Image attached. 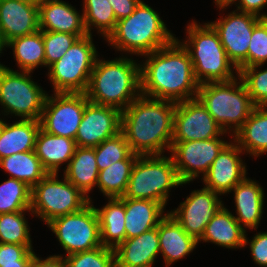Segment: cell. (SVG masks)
Masks as SVG:
<instances>
[{"instance_id": "6da1fadb", "label": "cell", "mask_w": 267, "mask_h": 267, "mask_svg": "<svg viewBox=\"0 0 267 267\" xmlns=\"http://www.w3.org/2000/svg\"><path fill=\"white\" fill-rule=\"evenodd\" d=\"M144 56L147 60L140 64L141 95L175 103L197 97L199 83L191 57L178 38Z\"/></svg>"}, {"instance_id": "7a4b0ae2", "label": "cell", "mask_w": 267, "mask_h": 267, "mask_svg": "<svg viewBox=\"0 0 267 267\" xmlns=\"http://www.w3.org/2000/svg\"><path fill=\"white\" fill-rule=\"evenodd\" d=\"M176 103L140 95L122 111L121 133L133 153L161 155L170 152Z\"/></svg>"}, {"instance_id": "3957f363", "label": "cell", "mask_w": 267, "mask_h": 267, "mask_svg": "<svg viewBox=\"0 0 267 267\" xmlns=\"http://www.w3.org/2000/svg\"><path fill=\"white\" fill-rule=\"evenodd\" d=\"M89 102L123 111L141 95L140 64L132 58L95 61L86 91Z\"/></svg>"}, {"instance_id": "277c9868", "label": "cell", "mask_w": 267, "mask_h": 267, "mask_svg": "<svg viewBox=\"0 0 267 267\" xmlns=\"http://www.w3.org/2000/svg\"><path fill=\"white\" fill-rule=\"evenodd\" d=\"M159 15L141 1L132 14L117 21L114 31L105 40L126 55L129 52L141 56L152 53L176 38Z\"/></svg>"}, {"instance_id": "5b68a950", "label": "cell", "mask_w": 267, "mask_h": 267, "mask_svg": "<svg viewBox=\"0 0 267 267\" xmlns=\"http://www.w3.org/2000/svg\"><path fill=\"white\" fill-rule=\"evenodd\" d=\"M186 28L188 39L181 43L190 54L194 76L199 85L226 82L239 75L238 69L228 59L217 31L209 22L199 25L193 20Z\"/></svg>"}, {"instance_id": "8992f818", "label": "cell", "mask_w": 267, "mask_h": 267, "mask_svg": "<svg viewBox=\"0 0 267 267\" xmlns=\"http://www.w3.org/2000/svg\"><path fill=\"white\" fill-rule=\"evenodd\" d=\"M197 98L224 132L232 133V136L256 107L239 75L230 81L199 85Z\"/></svg>"}, {"instance_id": "52a82bcc", "label": "cell", "mask_w": 267, "mask_h": 267, "mask_svg": "<svg viewBox=\"0 0 267 267\" xmlns=\"http://www.w3.org/2000/svg\"><path fill=\"white\" fill-rule=\"evenodd\" d=\"M182 185L171 156L139 155L122 198L151 200L166 206L169 190Z\"/></svg>"}, {"instance_id": "ba28073f", "label": "cell", "mask_w": 267, "mask_h": 267, "mask_svg": "<svg viewBox=\"0 0 267 267\" xmlns=\"http://www.w3.org/2000/svg\"><path fill=\"white\" fill-rule=\"evenodd\" d=\"M92 35L78 38L66 53L48 67L54 93H86L97 59Z\"/></svg>"}, {"instance_id": "9c48e42d", "label": "cell", "mask_w": 267, "mask_h": 267, "mask_svg": "<svg viewBox=\"0 0 267 267\" xmlns=\"http://www.w3.org/2000/svg\"><path fill=\"white\" fill-rule=\"evenodd\" d=\"M48 173L31 188L30 214L48 224L53 219L82 210L90 200L64 176Z\"/></svg>"}, {"instance_id": "30bf717a", "label": "cell", "mask_w": 267, "mask_h": 267, "mask_svg": "<svg viewBox=\"0 0 267 267\" xmlns=\"http://www.w3.org/2000/svg\"><path fill=\"white\" fill-rule=\"evenodd\" d=\"M30 74L0 63V105L4 116L14 114L21 119L40 121L48 94L31 80Z\"/></svg>"}, {"instance_id": "8fae6325", "label": "cell", "mask_w": 267, "mask_h": 267, "mask_svg": "<svg viewBox=\"0 0 267 267\" xmlns=\"http://www.w3.org/2000/svg\"><path fill=\"white\" fill-rule=\"evenodd\" d=\"M92 203L78 212L57 217L47 224L67 255L103 246L99 219Z\"/></svg>"}, {"instance_id": "7c38bea8", "label": "cell", "mask_w": 267, "mask_h": 267, "mask_svg": "<svg viewBox=\"0 0 267 267\" xmlns=\"http://www.w3.org/2000/svg\"><path fill=\"white\" fill-rule=\"evenodd\" d=\"M53 95V96H52ZM47 95L41 128L50 134L75 140L85 106L89 102L85 93H54Z\"/></svg>"}, {"instance_id": "4fadbf2b", "label": "cell", "mask_w": 267, "mask_h": 267, "mask_svg": "<svg viewBox=\"0 0 267 267\" xmlns=\"http://www.w3.org/2000/svg\"><path fill=\"white\" fill-rule=\"evenodd\" d=\"M216 137L207 140L172 142L170 149L174 166L183 184L204 176L221 150L229 143Z\"/></svg>"}, {"instance_id": "5bb4252c", "label": "cell", "mask_w": 267, "mask_h": 267, "mask_svg": "<svg viewBox=\"0 0 267 267\" xmlns=\"http://www.w3.org/2000/svg\"><path fill=\"white\" fill-rule=\"evenodd\" d=\"M262 18L234 10L217 21L210 22L217 31L228 59L238 69L247 68L248 48L254 26Z\"/></svg>"}, {"instance_id": "9a60e30c", "label": "cell", "mask_w": 267, "mask_h": 267, "mask_svg": "<svg viewBox=\"0 0 267 267\" xmlns=\"http://www.w3.org/2000/svg\"><path fill=\"white\" fill-rule=\"evenodd\" d=\"M227 134L196 97L176 103L172 142L207 140Z\"/></svg>"}, {"instance_id": "2e32d148", "label": "cell", "mask_w": 267, "mask_h": 267, "mask_svg": "<svg viewBox=\"0 0 267 267\" xmlns=\"http://www.w3.org/2000/svg\"><path fill=\"white\" fill-rule=\"evenodd\" d=\"M218 196V193L204 186L201 190H193L179 207L167 212L188 235L198 241L211 218L224 205Z\"/></svg>"}, {"instance_id": "e0dca14e", "label": "cell", "mask_w": 267, "mask_h": 267, "mask_svg": "<svg viewBox=\"0 0 267 267\" xmlns=\"http://www.w3.org/2000/svg\"><path fill=\"white\" fill-rule=\"evenodd\" d=\"M122 111L88 102L75 137L79 147H95L121 132Z\"/></svg>"}, {"instance_id": "ac0fdd59", "label": "cell", "mask_w": 267, "mask_h": 267, "mask_svg": "<svg viewBox=\"0 0 267 267\" xmlns=\"http://www.w3.org/2000/svg\"><path fill=\"white\" fill-rule=\"evenodd\" d=\"M232 140L221 150L202 177L204 186L219 195L229 193L247 174L246 165L239 156L244 151Z\"/></svg>"}, {"instance_id": "d6986e66", "label": "cell", "mask_w": 267, "mask_h": 267, "mask_svg": "<svg viewBox=\"0 0 267 267\" xmlns=\"http://www.w3.org/2000/svg\"><path fill=\"white\" fill-rule=\"evenodd\" d=\"M39 30L38 5L20 0H0V38L10 41Z\"/></svg>"}, {"instance_id": "ffe728a7", "label": "cell", "mask_w": 267, "mask_h": 267, "mask_svg": "<svg viewBox=\"0 0 267 267\" xmlns=\"http://www.w3.org/2000/svg\"><path fill=\"white\" fill-rule=\"evenodd\" d=\"M39 30L87 35L84 16L62 0H43L38 6Z\"/></svg>"}, {"instance_id": "44dd1931", "label": "cell", "mask_w": 267, "mask_h": 267, "mask_svg": "<svg viewBox=\"0 0 267 267\" xmlns=\"http://www.w3.org/2000/svg\"><path fill=\"white\" fill-rule=\"evenodd\" d=\"M234 192L236 207L235 219L241 227L246 229H257L263 214L264 190L255 180L245 177L230 191Z\"/></svg>"}, {"instance_id": "7402d4cb", "label": "cell", "mask_w": 267, "mask_h": 267, "mask_svg": "<svg viewBox=\"0 0 267 267\" xmlns=\"http://www.w3.org/2000/svg\"><path fill=\"white\" fill-rule=\"evenodd\" d=\"M115 260L130 267H153L160 253L158 226L137 237L125 239L115 249Z\"/></svg>"}, {"instance_id": "603a6c76", "label": "cell", "mask_w": 267, "mask_h": 267, "mask_svg": "<svg viewBox=\"0 0 267 267\" xmlns=\"http://www.w3.org/2000/svg\"><path fill=\"white\" fill-rule=\"evenodd\" d=\"M160 253L166 267L186 257L198 245V241L188 235L169 213L158 225Z\"/></svg>"}, {"instance_id": "cb8c5ba5", "label": "cell", "mask_w": 267, "mask_h": 267, "mask_svg": "<svg viewBox=\"0 0 267 267\" xmlns=\"http://www.w3.org/2000/svg\"><path fill=\"white\" fill-rule=\"evenodd\" d=\"M164 209L165 206L156 201L125 198L126 239L137 237L157 227L167 215Z\"/></svg>"}, {"instance_id": "d4e9b609", "label": "cell", "mask_w": 267, "mask_h": 267, "mask_svg": "<svg viewBox=\"0 0 267 267\" xmlns=\"http://www.w3.org/2000/svg\"><path fill=\"white\" fill-rule=\"evenodd\" d=\"M246 231L224 205L211 218L198 240L215 243L228 249L244 248Z\"/></svg>"}, {"instance_id": "484cf974", "label": "cell", "mask_w": 267, "mask_h": 267, "mask_svg": "<svg viewBox=\"0 0 267 267\" xmlns=\"http://www.w3.org/2000/svg\"><path fill=\"white\" fill-rule=\"evenodd\" d=\"M76 148V141L71 138L47 133L42 128L38 131L35 153L48 173H59L65 163L67 167Z\"/></svg>"}, {"instance_id": "4316f807", "label": "cell", "mask_w": 267, "mask_h": 267, "mask_svg": "<svg viewBox=\"0 0 267 267\" xmlns=\"http://www.w3.org/2000/svg\"><path fill=\"white\" fill-rule=\"evenodd\" d=\"M40 128L38 120L20 119L13 124L5 122L0 132V159L35 150Z\"/></svg>"}, {"instance_id": "83f0119b", "label": "cell", "mask_w": 267, "mask_h": 267, "mask_svg": "<svg viewBox=\"0 0 267 267\" xmlns=\"http://www.w3.org/2000/svg\"><path fill=\"white\" fill-rule=\"evenodd\" d=\"M233 140L252 157L267 153V106H256Z\"/></svg>"}, {"instance_id": "f1b7e54d", "label": "cell", "mask_w": 267, "mask_h": 267, "mask_svg": "<svg viewBox=\"0 0 267 267\" xmlns=\"http://www.w3.org/2000/svg\"><path fill=\"white\" fill-rule=\"evenodd\" d=\"M63 174L92 202L88 194L97 185L99 174L94 147L77 146Z\"/></svg>"}, {"instance_id": "f546056e", "label": "cell", "mask_w": 267, "mask_h": 267, "mask_svg": "<svg viewBox=\"0 0 267 267\" xmlns=\"http://www.w3.org/2000/svg\"><path fill=\"white\" fill-rule=\"evenodd\" d=\"M104 247L115 249L126 239L125 198H109L102 208H96Z\"/></svg>"}, {"instance_id": "4dcf8cb0", "label": "cell", "mask_w": 267, "mask_h": 267, "mask_svg": "<svg viewBox=\"0 0 267 267\" xmlns=\"http://www.w3.org/2000/svg\"><path fill=\"white\" fill-rule=\"evenodd\" d=\"M4 47L12 48L18 68L23 72H33L38 66L45 67L43 31L10 40Z\"/></svg>"}, {"instance_id": "1f68e13d", "label": "cell", "mask_w": 267, "mask_h": 267, "mask_svg": "<svg viewBox=\"0 0 267 267\" xmlns=\"http://www.w3.org/2000/svg\"><path fill=\"white\" fill-rule=\"evenodd\" d=\"M0 167L9 176L11 175L10 178L23 181L31 188L48 174L35 150L2 158L0 159Z\"/></svg>"}, {"instance_id": "d6a6232c", "label": "cell", "mask_w": 267, "mask_h": 267, "mask_svg": "<svg viewBox=\"0 0 267 267\" xmlns=\"http://www.w3.org/2000/svg\"><path fill=\"white\" fill-rule=\"evenodd\" d=\"M135 161L136 159H124L99 171L96 187L107 199L124 196Z\"/></svg>"}, {"instance_id": "836d02e7", "label": "cell", "mask_w": 267, "mask_h": 267, "mask_svg": "<svg viewBox=\"0 0 267 267\" xmlns=\"http://www.w3.org/2000/svg\"><path fill=\"white\" fill-rule=\"evenodd\" d=\"M82 12L88 34L92 35V26L104 39L114 31L117 19L108 0H84Z\"/></svg>"}, {"instance_id": "e575fe53", "label": "cell", "mask_w": 267, "mask_h": 267, "mask_svg": "<svg viewBox=\"0 0 267 267\" xmlns=\"http://www.w3.org/2000/svg\"><path fill=\"white\" fill-rule=\"evenodd\" d=\"M31 187L9 178L0 185V214L30 210Z\"/></svg>"}, {"instance_id": "d590c367", "label": "cell", "mask_w": 267, "mask_h": 267, "mask_svg": "<svg viewBox=\"0 0 267 267\" xmlns=\"http://www.w3.org/2000/svg\"><path fill=\"white\" fill-rule=\"evenodd\" d=\"M26 212L31 210L0 214V243L32 246Z\"/></svg>"}, {"instance_id": "8d00e7d4", "label": "cell", "mask_w": 267, "mask_h": 267, "mask_svg": "<svg viewBox=\"0 0 267 267\" xmlns=\"http://www.w3.org/2000/svg\"><path fill=\"white\" fill-rule=\"evenodd\" d=\"M98 170L101 171L111 164L124 159H137L132 152L125 136L120 132L116 136L103 141L94 147Z\"/></svg>"}, {"instance_id": "74e56055", "label": "cell", "mask_w": 267, "mask_h": 267, "mask_svg": "<svg viewBox=\"0 0 267 267\" xmlns=\"http://www.w3.org/2000/svg\"><path fill=\"white\" fill-rule=\"evenodd\" d=\"M67 267H113L114 249L99 246L92 250L82 251L64 257Z\"/></svg>"}, {"instance_id": "f35d334b", "label": "cell", "mask_w": 267, "mask_h": 267, "mask_svg": "<svg viewBox=\"0 0 267 267\" xmlns=\"http://www.w3.org/2000/svg\"><path fill=\"white\" fill-rule=\"evenodd\" d=\"M261 66H250L239 70V76L255 106H267V68L259 71Z\"/></svg>"}, {"instance_id": "ab89813d", "label": "cell", "mask_w": 267, "mask_h": 267, "mask_svg": "<svg viewBox=\"0 0 267 267\" xmlns=\"http://www.w3.org/2000/svg\"><path fill=\"white\" fill-rule=\"evenodd\" d=\"M79 37L64 32L43 31L45 66L58 61Z\"/></svg>"}, {"instance_id": "60d3db41", "label": "cell", "mask_w": 267, "mask_h": 267, "mask_svg": "<svg viewBox=\"0 0 267 267\" xmlns=\"http://www.w3.org/2000/svg\"><path fill=\"white\" fill-rule=\"evenodd\" d=\"M267 62V18H262L253 28L248 48L247 67Z\"/></svg>"}, {"instance_id": "b9f144b4", "label": "cell", "mask_w": 267, "mask_h": 267, "mask_svg": "<svg viewBox=\"0 0 267 267\" xmlns=\"http://www.w3.org/2000/svg\"><path fill=\"white\" fill-rule=\"evenodd\" d=\"M34 253L32 246L0 243V267H29Z\"/></svg>"}, {"instance_id": "7bdbcfd3", "label": "cell", "mask_w": 267, "mask_h": 267, "mask_svg": "<svg viewBox=\"0 0 267 267\" xmlns=\"http://www.w3.org/2000/svg\"><path fill=\"white\" fill-rule=\"evenodd\" d=\"M245 235L244 247L249 244L253 261L261 266L267 267V232H258L249 240Z\"/></svg>"}, {"instance_id": "ee69618b", "label": "cell", "mask_w": 267, "mask_h": 267, "mask_svg": "<svg viewBox=\"0 0 267 267\" xmlns=\"http://www.w3.org/2000/svg\"><path fill=\"white\" fill-rule=\"evenodd\" d=\"M237 1L238 3H236ZM233 3H236V10L238 11L250 13L260 18H267V13L261 14L260 12L267 5V0H230L228 3H220L216 6L222 10L227 9V6H232Z\"/></svg>"}, {"instance_id": "f6af8a7d", "label": "cell", "mask_w": 267, "mask_h": 267, "mask_svg": "<svg viewBox=\"0 0 267 267\" xmlns=\"http://www.w3.org/2000/svg\"><path fill=\"white\" fill-rule=\"evenodd\" d=\"M141 1L142 0H108L117 21L132 14Z\"/></svg>"}, {"instance_id": "bcb514c9", "label": "cell", "mask_w": 267, "mask_h": 267, "mask_svg": "<svg viewBox=\"0 0 267 267\" xmlns=\"http://www.w3.org/2000/svg\"><path fill=\"white\" fill-rule=\"evenodd\" d=\"M31 267H67L66 261L63 255H51L46 259L37 257V254H33L30 263Z\"/></svg>"}, {"instance_id": "7dc6e473", "label": "cell", "mask_w": 267, "mask_h": 267, "mask_svg": "<svg viewBox=\"0 0 267 267\" xmlns=\"http://www.w3.org/2000/svg\"><path fill=\"white\" fill-rule=\"evenodd\" d=\"M20 1H23V2H27V3H30V4H35V5H38L43 1V0H20Z\"/></svg>"}, {"instance_id": "c3c4849f", "label": "cell", "mask_w": 267, "mask_h": 267, "mask_svg": "<svg viewBox=\"0 0 267 267\" xmlns=\"http://www.w3.org/2000/svg\"><path fill=\"white\" fill-rule=\"evenodd\" d=\"M113 267H130V266H126V265H124V264H119V263L115 260Z\"/></svg>"}, {"instance_id": "681fc988", "label": "cell", "mask_w": 267, "mask_h": 267, "mask_svg": "<svg viewBox=\"0 0 267 267\" xmlns=\"http://www.w3.org/2000/svg\"><path fill=\"white\" fill-rule=\"evenodd\" d=\"M230 0H214L215 4L228 3Z\"/></svg>"}, {"instance_id": "f907efd6", "label": "cell", "mask_w": 267, "mask_h": 267, "mask_svg": "<svg viewBox=\"0 0 267 267\" xmlns=\"http://www.w3.org/2000/svg\"><path fill=\"white\" fill-rule=\"evenodd\" d=\"M3 50H5V47H4V44L2 43L1 38H0V53H2Z\"/></svg>"}, {"instance_id": "816d5d0a", "label": "cell", "mask_w": 267, "mask_h": 267, "mask_svg": "<svg viewBox=\"0 0 267 267\" xmlns=\"http://www.w3.org/2000/svg\"><path fill=\"white\" fill-rule=\"evenodd\" d=\"M4 123H5V121H3L2 119H0V132H1V129H2L3 125H4Z\"/></svg>"}]
</instances>
